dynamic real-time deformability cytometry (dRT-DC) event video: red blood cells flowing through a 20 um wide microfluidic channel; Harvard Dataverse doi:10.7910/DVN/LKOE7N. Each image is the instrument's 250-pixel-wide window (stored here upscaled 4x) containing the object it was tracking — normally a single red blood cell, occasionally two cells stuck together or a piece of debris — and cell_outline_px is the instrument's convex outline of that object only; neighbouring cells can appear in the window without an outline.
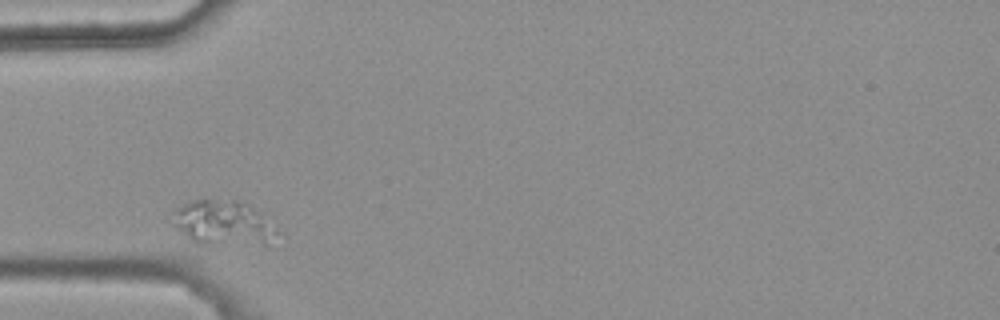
{"species": "common noctule bat (a hibernating species)", "species_latin": "Nyctalus noctula", "temperature_condition": "warm", "stored_images_in_passage": 2, "camera_frame_rate_fps": 3000, "um_per_image_px": 0.085, "animal": {"sex": "female", "body_mass_g": 25.1}, "frame": {"image": 1, "passage_image": 1, "time_ms": 0.0, "image_size_px": [1000, 320], "cell_outline_px": [[280, 232], [260, 236], [204, 244], [196, 244], [176, 224], [176, 208], [184, 204], [196, 200], [236, 200], [252, 208], [276, 228]], "centroid_in_image_um": [18.78, 18.82], "position_along_channel_um": 66.2, "area_um2": 23.58}}
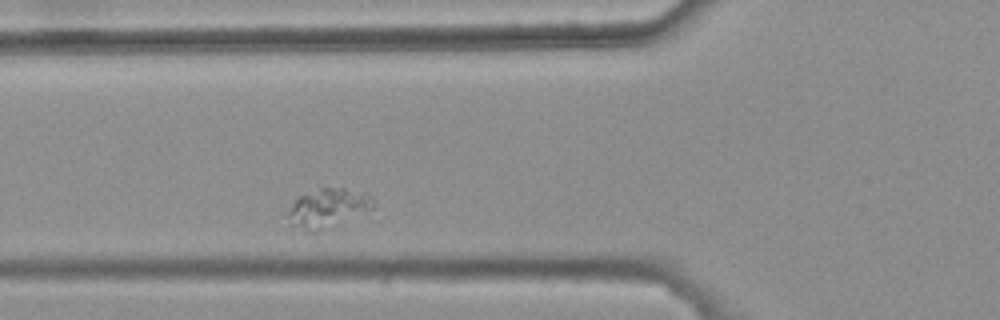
{"frame": {"image": 2, "passage_image": 2, "time_ms": 0.333, "image_size_px": [1000, 320], "cell_outline_px": [[372, 220], [316, 232], [308, 232], [284, 216], [292, 204], [300, 196], [320, 188], [344, 188], [368, 192], [372, 204]], "centroid_in_image_um": [28.09, 17.77], "position_along_channel_um": 97.7, "area_um2": 20.98}}